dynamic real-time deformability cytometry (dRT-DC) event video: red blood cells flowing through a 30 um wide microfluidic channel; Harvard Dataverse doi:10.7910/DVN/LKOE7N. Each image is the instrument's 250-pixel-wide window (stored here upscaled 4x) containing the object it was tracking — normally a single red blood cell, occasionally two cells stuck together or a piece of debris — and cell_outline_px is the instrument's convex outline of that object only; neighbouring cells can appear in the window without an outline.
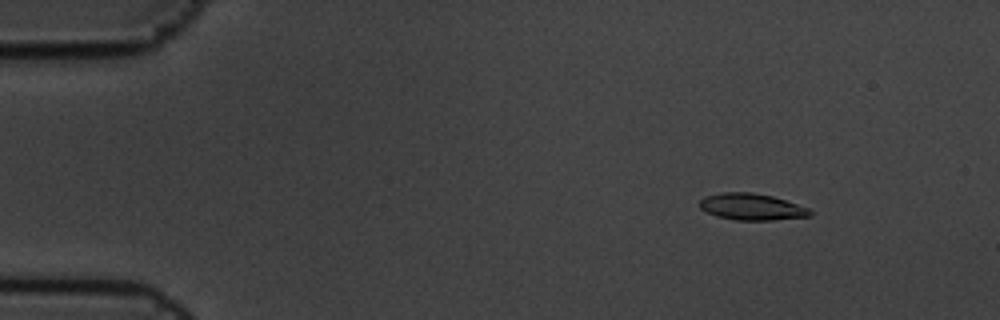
{"species": "common noctule bat (a hibernating species)", "species_latin": "Nyctalus noctula", "temperature_condition": "cold", "stored_images_in_passage": 7, "camera_frame_rate_fps": 3000, "um_per_image_px": 0.085, "animal": {"sex": "male", "body_mass_g": 19.5, "forearm_length_mm": 54.6}, "frame": {"image": 1, "passage_image": 3, "time_ms": 0.667, "image_size_px": [1000, 320], "cell_outline_px": [[812, 212], [808, 216], [772, 220], [736, 220], [716, 216], [700, 208], [700, 200], [704, 196], [724, 192], [752, 192], [772, 196], [808, 208]], "centroid_in_image_um": [63.85, 17.57], "position_along_channel_um": 21.1, "area_um2": 16.88}}
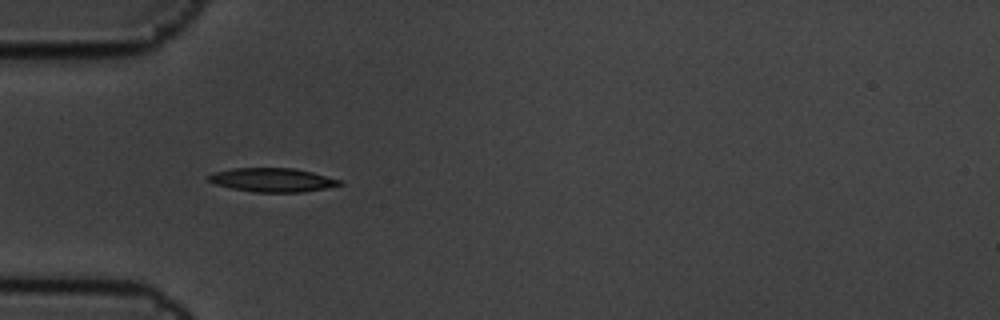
{"frame": {"image": 2, "passage_image": 6, "time_ms": 1.667, "image_size_px": [1000, 320], "cell_outline_px": [[344, 184], [304, 192], [252, 192], [232, 188], [216, 184], [208, 180], [208, 176], [216, 172], [232, 168], [296, 168], [312, 172], [340, 180]], "centroid_in_image_um": [23.17, 15.29], "position_along_channel_um": 61.8, "area_um2": 18.03}}
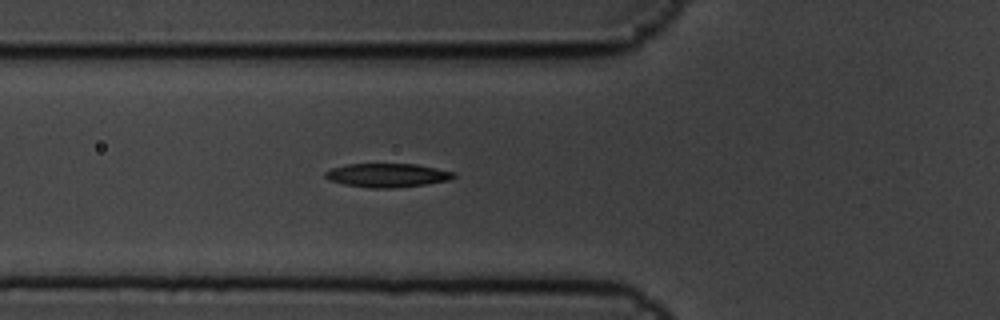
{"frame": {"image": 3, "passage_image": 7, "time_ms": 2.0, "image_size_px": [1000, 320], "cell_outline_px": [[456, 176], [448, 180], [424, 184], [392, 188], [368, 188], [344, 184], [328, 180], [324, 176], [324, 172], [332, 168], [348, 164], [416, 164], [456, 172]], "centroid_in_image_um": [32.89, 14.89], "position_along_channel_um": 92.9, "area_um2": 17.74}}